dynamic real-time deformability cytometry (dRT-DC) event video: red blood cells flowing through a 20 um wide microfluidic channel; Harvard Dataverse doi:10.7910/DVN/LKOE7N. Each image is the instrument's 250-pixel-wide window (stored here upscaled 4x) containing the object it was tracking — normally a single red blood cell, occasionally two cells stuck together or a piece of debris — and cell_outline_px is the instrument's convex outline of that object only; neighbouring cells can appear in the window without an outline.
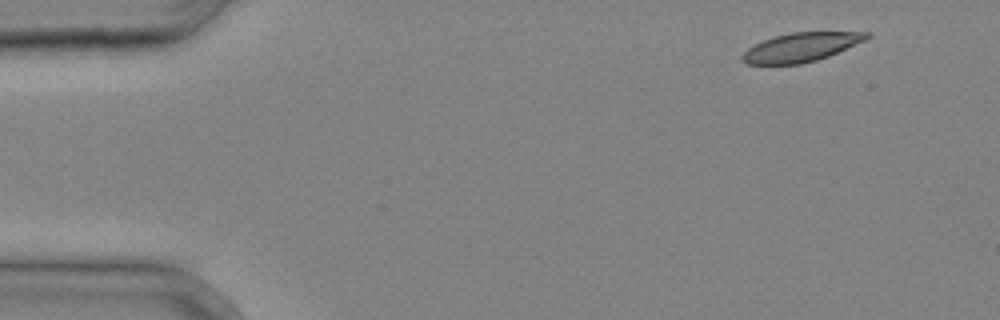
{"species": "common noctule bat (a hibernating species)", "species_latin": "Nyctalus noctula", "temperature_condition": "cold", "stored_images_in_passage": 3, "camera_frame_rate_fps": 3000, "um_per_image_px": 0.085, "animal": {"sex": "male", "body_mass_g": 20.4}, "frame": {"image": 1, "passage_image": 1, "time_ms": 0.0, "image_size_px": [1000, 320], "cell_outline_px": [[872, 36], [864, 40], [828, 56], [816, 60], [800, 64], [748, 64], [740, 56], [748, 48], [772, 36], [792, 32], [872, 32]], "centroid_in_image_um": [68.08, 4.0], "position_along_channel_um": 16.9, "area_um2": 20.69}}
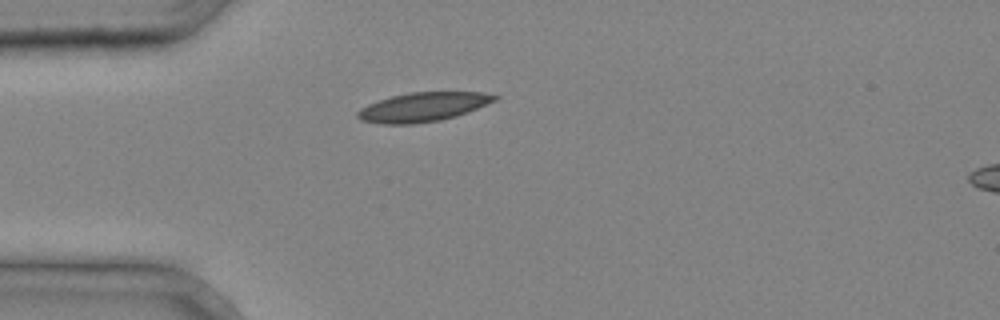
{"frame": {"image": 2, "passage_image": 3, "time_ms": 0.667, "image_size_px": [1000, 320], "cell_outline_px": [[500, 96], [496, 100], [468, 112], [456, 116], [440, 120], [416, 124], [384, 124], [360, 120], [356, 116], [356, 112], [360, 108], [368, 104], [392, 96], [408, 92], [484, 92]], "centroid_in_image_um": [35.95, 9.09], "position_along_channel_um": 49.1, "area_um2": 23.29}}